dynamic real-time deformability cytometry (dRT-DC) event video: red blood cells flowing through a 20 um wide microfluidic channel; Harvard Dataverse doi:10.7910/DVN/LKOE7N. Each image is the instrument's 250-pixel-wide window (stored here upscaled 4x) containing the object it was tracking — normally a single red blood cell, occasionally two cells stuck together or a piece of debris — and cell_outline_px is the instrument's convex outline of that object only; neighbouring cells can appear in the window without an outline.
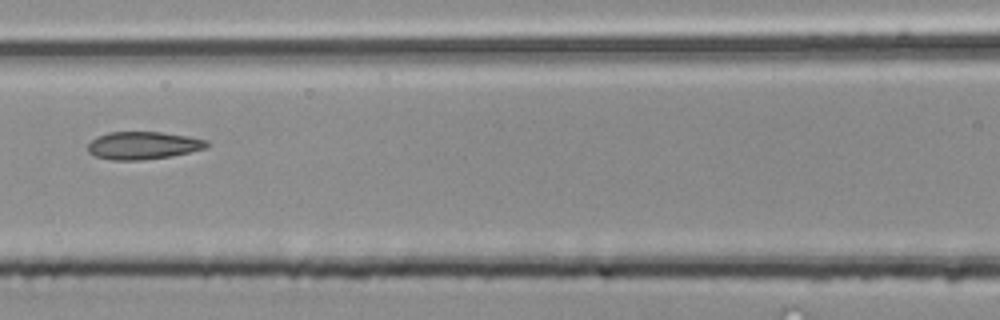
{"species": "common noctule bat (a hibernating species)", "species_latin": "Nyctalus noctula", "temperature_condition": "room temperature", "stored_images_in_passage": 5, "camera_frame_rate_fps": 3000, "um_per_image_px": 0.085, "animal": {"sex": "male", "body_mass_g": 20.4}, "frame": {"image": 1, "passage_image": 5, "time_ms": 1.333, "image_size_px": [1000, 320], "cell_outline_px": [[208, 148], [172, 156], [140, 160], [112, 160], [96, 156], [88, 152], [88, 144], [96, 136], [108, 132], [160, 132], [188, 136], [208, 140]], "centroid_in_image_um": [12.18, 12.36], "position_along_channel_um": 154.4, "area_um2": 19.25}}